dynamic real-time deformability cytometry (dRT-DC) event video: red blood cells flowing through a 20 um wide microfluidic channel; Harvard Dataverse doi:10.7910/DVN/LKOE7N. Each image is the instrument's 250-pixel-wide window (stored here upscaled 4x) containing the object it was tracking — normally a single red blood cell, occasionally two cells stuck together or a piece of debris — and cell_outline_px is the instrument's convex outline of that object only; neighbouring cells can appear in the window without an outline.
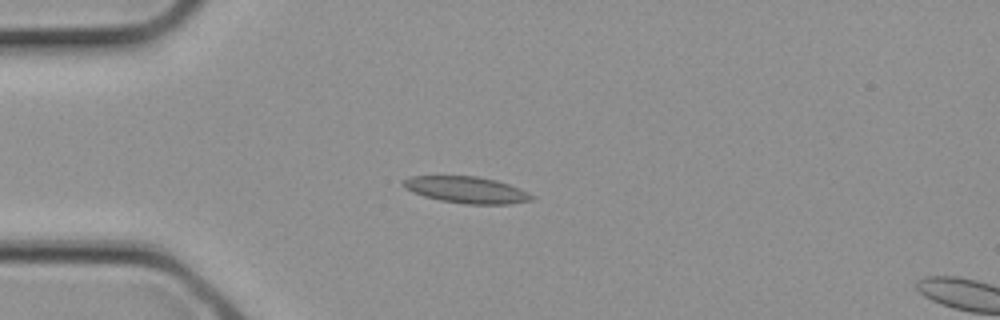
{"species": "common noctule bat (a hibernating species)", "species_latin": "Nyctalus noctula", "temperature_condition": "cold", "stored_images_in_passage": 4, "camera_frame_rate_fps": 3000, "um_per_image_px": 0.085, "animal": {"sex": "female", "body_mass_g": 21.9}, "frame": {"image": 1, "passage_image": 3, "time_ms": 0.667, "image_size_px": [1000, 320], "cell_outline_px": [[536, 196], [532, 200], [512, 204], [464, 204], [440, 200], [424, 196], [412, 192], [404, 188], [400, 184], [404, 180], [412, 176], [476, 176], [496, 180], [520, 188]], "centroid_in_image_um": [39.67, 16.14], "position_along_channel_um": 45.3, "area_um2": 20.0}}